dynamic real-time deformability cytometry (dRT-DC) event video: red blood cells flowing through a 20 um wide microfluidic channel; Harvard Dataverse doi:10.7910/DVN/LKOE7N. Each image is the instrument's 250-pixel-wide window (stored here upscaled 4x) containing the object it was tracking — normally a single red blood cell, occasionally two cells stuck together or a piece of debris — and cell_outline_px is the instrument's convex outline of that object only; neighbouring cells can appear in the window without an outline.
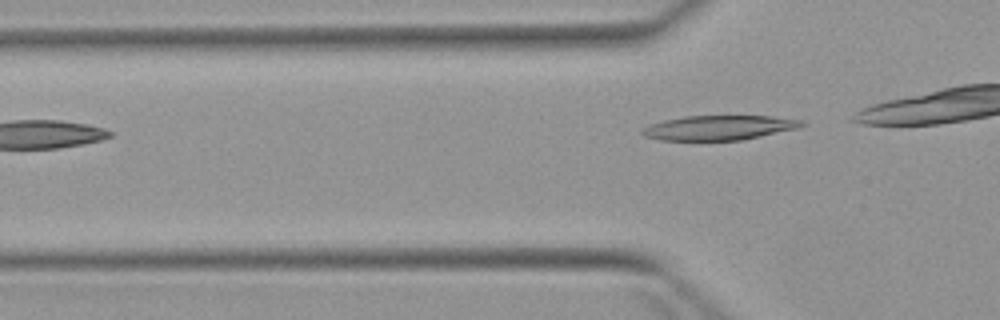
{"species": "Egyptian fruit bat (a non-hibernating species)", "species_latin": "Rousettus aegyptiacus", "temperature_condition": "warm", "stored_images_in_passage": 4, "camera_frame_rate_fps": 3000, "um_per_image_px": 0.085, "animal": {"sex": "female"}, "frame": {"image": 1, "passage_image": 4, "time_ms": 3.667, "image_size_px": [1000, 320], "cell_outline_px": [[808, 124], [800, 128], [740, 140], [660, 140], [644, 136], [640, 132], [648, 124], [664, 120], [684, 116], [772, 116], [804, 120]], "centroid_in_image_um": [61.15, 10.85], "position_along_channel_um": 64.7, "area_um2": 23.0}}